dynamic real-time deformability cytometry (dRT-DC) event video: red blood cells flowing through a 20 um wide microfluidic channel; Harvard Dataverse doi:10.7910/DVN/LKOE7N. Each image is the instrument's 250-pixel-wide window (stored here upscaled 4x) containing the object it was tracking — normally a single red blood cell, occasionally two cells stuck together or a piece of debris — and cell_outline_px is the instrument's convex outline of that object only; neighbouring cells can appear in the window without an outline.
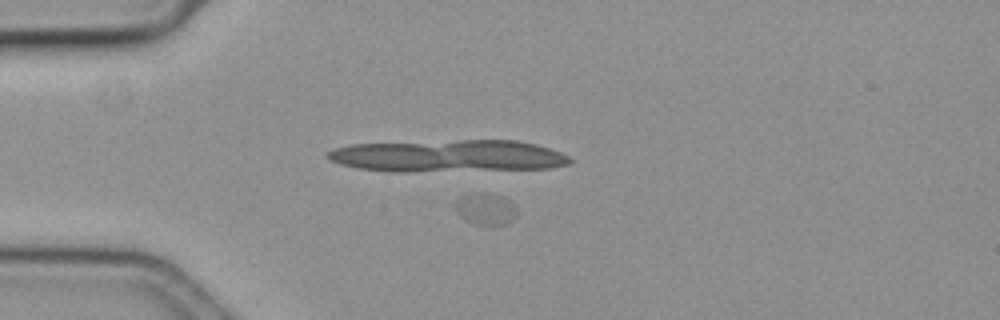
{"species": "common noctule bat (a hibernating species)", "species_latin": "Nyctalus noctula", "temperature_condition": "cold", "stored_images_in_passage": 28, "camera_frame_rate_fps": 3000, "um_per_image_px": 0.085, "animal": {"sex": "female", "body_mass_g": 19.3, "forearm_length_mm": 54.1}, "frame": {"image": 1, "passage_image": 16, "time_ms": 5.0, "image_size_px": [1000, 320], "cell_outline_px": [[516, 216], [508, 224], [492, 228], [488, 228], [472, 224], [464, 220], [456, 212], [452, 204], [460, 196], [468, 192], [484, 192], [504, 196], [516, 204]], "centroid_in_image_um": [41.26, 17.79], "position_along_channel_um": 43.7, "area_um2": 12.54}}